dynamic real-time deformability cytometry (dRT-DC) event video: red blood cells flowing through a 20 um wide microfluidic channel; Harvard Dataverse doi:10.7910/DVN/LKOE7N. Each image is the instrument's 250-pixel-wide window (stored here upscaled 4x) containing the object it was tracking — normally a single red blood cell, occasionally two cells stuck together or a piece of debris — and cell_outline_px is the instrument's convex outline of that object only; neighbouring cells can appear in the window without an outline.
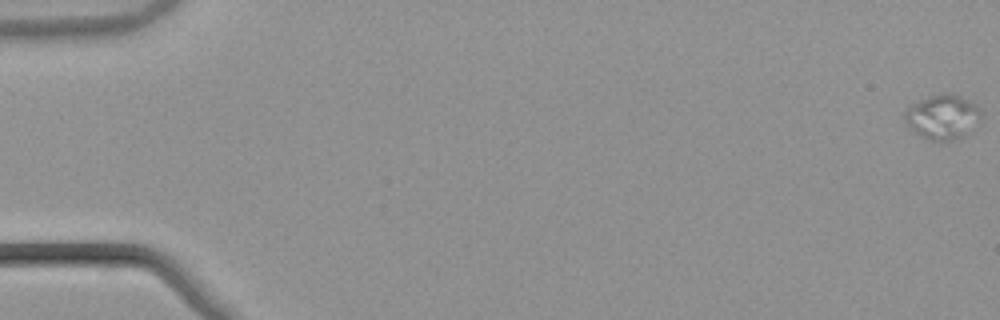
{"species": "common noctule bat (a hibernating species)", "species_latin": "Nyctalus noctula", "temperature_condition": "warm", "stored_images_in_passage": 56, "camera_frame_rate_fps": 3000, "um_per_image_px": 0.085, "animal": {"sex": "male", "body_mass_g": 21.5, "forearm_length_mm": 52.0}, "frame": {"image": 1, "passage_image": 1, "time_ms": 0.0, "image_size_px": [1000, 320], "cell_outline_px": [[984, 112], [960, 136], [952, 140], [940, 144], [920, 136], [904, 124], [904, 112], [912, 104], [920, 100], [932, 96], [960, 96], [976, 104]], "centroid_in_image_um": [80.04, 9.98], "position_along_channel_um": 5.0, "area_um2": 19.19}}
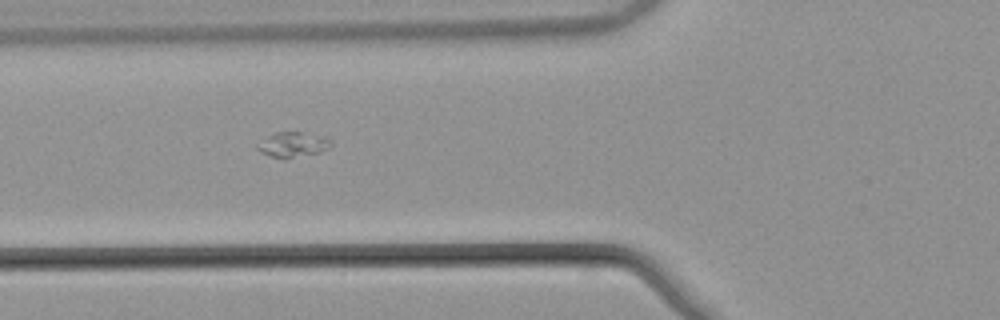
{"frame": {"image": 2, "passage_image": 22, "time_ms": 7.0, "image_size_px": [1000, 320], "cell_outline_px": [[332, 144], [328, 148], [320, 152], [284, 160], [260, 152], [256, 148], [256, 144], [268, 136], [276, 132], [304, 132], [328, 136], [332, 140]], "centroid_in_image_um": [24.93, 12.29], "position_along_channel_um": 100.9, "area_um2": 11.04}}
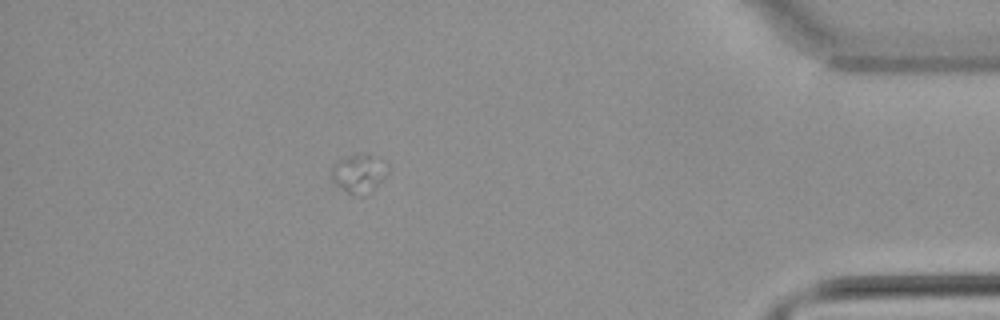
{"frame": {"image": 3, "passage_image": 49, "time_ms": 16.0, "image_size_px": [1000, 320], "cell_outline_px": [[392, 168], [376, 184], [360, 196], [356, 196], [348, 192], [336, 184], [332, 180], [332, 164], [336, 160], [344, 156], [364, 152], [368, 152], [384, 160]], "centroid_in_image_um": [30.51, 14.64], "position_along_channel_um": 404.7, "area_um2": 12.77}}